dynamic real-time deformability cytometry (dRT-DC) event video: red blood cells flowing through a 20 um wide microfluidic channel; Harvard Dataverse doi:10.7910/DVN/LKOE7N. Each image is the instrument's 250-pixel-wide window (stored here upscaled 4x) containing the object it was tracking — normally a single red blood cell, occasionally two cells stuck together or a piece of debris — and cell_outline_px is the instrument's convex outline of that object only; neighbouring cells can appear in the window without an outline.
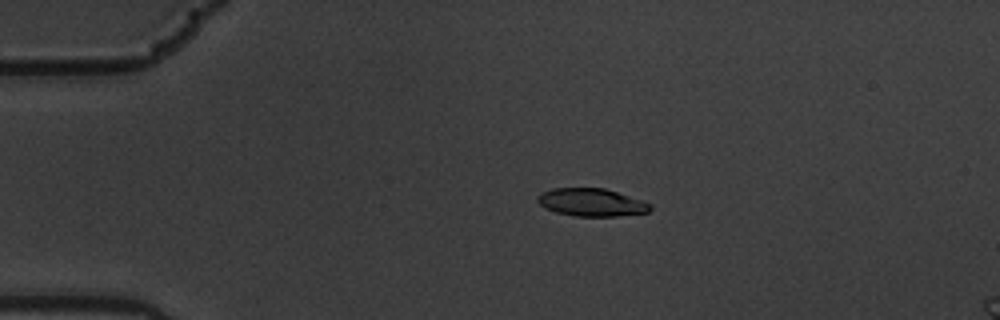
{"species": "common noctule bat (a hibernating species)", "species_latin": "Nyctalus noctula", "temperature_condition": "warm", "stored_images_in_passage": 8, "camera_frame_rate_fps": 3000, "um_per_image_px": 0.085, "animal": {"sex": "male", "body_mass_g": 19.5, "forearm_length_mm": 54.6}, "frame": {"image": 1, "passage_image": 4, "time_ms": 1.0, "image_size_px": [1000, 320], "cell_outline_px": [[652, 208], [648, 212], [620, 216], [576, 216], [556, 212], [544, 208], [536, 200], [536, 196], [540, 192], [552, 188], [604, 188], [652, 204]], "centroid_in_image_um": [50.23, 17.2], "position_along_channel_um": 34.8, "area_um2": 18.26}}
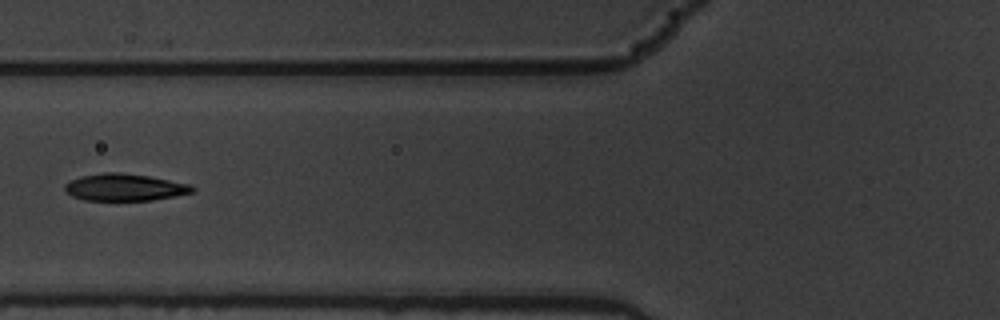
{"frame": {"image": 2, "passage_image": 7, "time_ms": 2.0, "image_size_px": [1000, 320], "cell_outline_px": [[196, 192], [152, 200], [84, 200], [72, 196], [64, 192], [64, 184], [80, 176], [104, 172], [116, 172], [148, 176], [192, 184], [196, 188]], "centroid_in_image_um": [10.61, 15.92], "position_along_channel_um": 115.2, "area_um2": 20.23}}
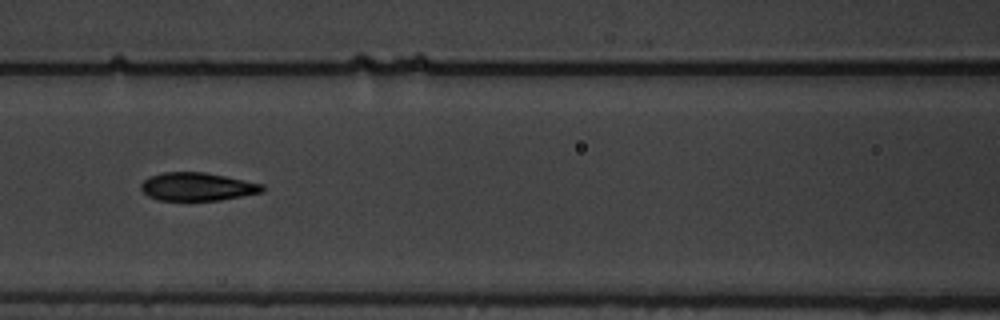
{"frame": {"image": 3, "passage_image": 8, "time_ms": 2.333, "image_size_px": [1000, 320], "cell_outline_px": [[264, 192], [220, 200], [160, 200], [148, 196], [140, 188], [140, 184], [148, 176], [164, 172], [204, 172], [264, 184]], "centroid_in_image_um": [16.76, 15.86], "position_along_channel_um": 149.8, "area_um2": 19.88}}